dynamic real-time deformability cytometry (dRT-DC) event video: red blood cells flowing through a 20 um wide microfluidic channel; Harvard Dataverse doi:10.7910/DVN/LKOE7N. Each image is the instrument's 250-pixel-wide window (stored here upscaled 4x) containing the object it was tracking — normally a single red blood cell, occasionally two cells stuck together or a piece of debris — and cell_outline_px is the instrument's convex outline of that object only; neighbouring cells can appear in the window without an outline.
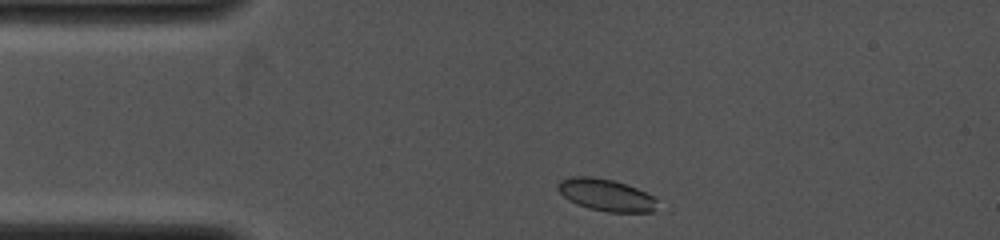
{"species": "common noctule bat (a hibernating species)", "species_latin": "Nyctalus noctula", "temperature_condition": "cold", "stored_images_in_passage": 2, "camera_frame_rate_fps": 4000, "um_per_image_px": 0.085, "animal": {"sex": "female", "body_mass_g": 19.0, "forearm_length_mm": 53.3}, "frame": {"image": 1, "passage_image": 1, "time_ms": 0.0, "image_size_px": [1000, 240], "cell_outline_px": [[656, 200], [652, 212], [608, 212], [588, 208], [576, 204], [568, 200], [556, 188], [556, 184], [560, 180], [572, 176], [592, 176], [612, 180], [636, 188], [652, 196]], "centroid_in_image_um": [51.43, 16.56], "position_along_channel_um": 33.6, "area_um2": 18.38}}